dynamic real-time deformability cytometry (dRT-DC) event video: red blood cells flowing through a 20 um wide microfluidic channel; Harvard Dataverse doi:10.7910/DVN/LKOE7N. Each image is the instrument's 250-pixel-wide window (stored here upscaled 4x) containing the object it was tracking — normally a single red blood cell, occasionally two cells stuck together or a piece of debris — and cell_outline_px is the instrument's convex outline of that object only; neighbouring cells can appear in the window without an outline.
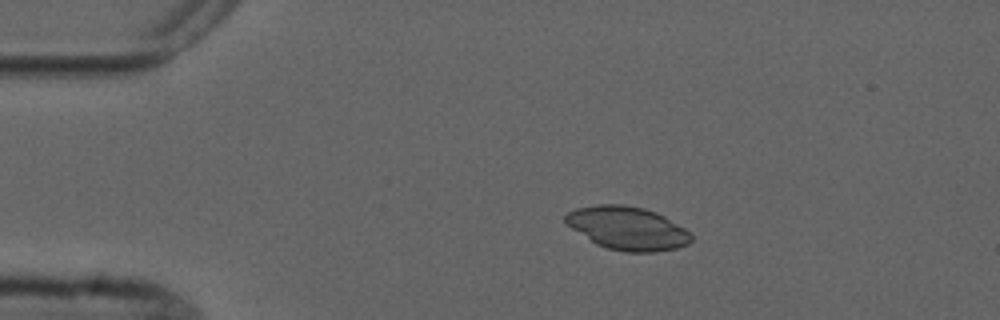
{"species": "common noctule bat (a hibernating species)", "species_latin": "Nyctalus noctula", "temperature_condition": "cold", "stored_images_in_passage": 2, "camera_frame_rate_fps": 3000, "um_per_image_px": 0.085, "animal": {"sex": "male", "forearm_length_mm": 52.5}, "frame": {"image": 1, "passage_image": 1, "time_ms": 0.0, "image_size_px": [1000, 320], "cell_outline_px": [[692, 240], [688, 244], [676, 248], [656, 252], [624, 252], [608, 248], [596, 244], [572, 228], [564, 220], [564, 216], [568, 212], [576, 208], [596, 204], [624, 204], [644, 208], [656, 212], [664, 216], [684, 228], [692, 236]], "centroid_in_image_um": [53.33, 19.39], "position_along_channel_um": 31.7, "area_um2": 31.62}}